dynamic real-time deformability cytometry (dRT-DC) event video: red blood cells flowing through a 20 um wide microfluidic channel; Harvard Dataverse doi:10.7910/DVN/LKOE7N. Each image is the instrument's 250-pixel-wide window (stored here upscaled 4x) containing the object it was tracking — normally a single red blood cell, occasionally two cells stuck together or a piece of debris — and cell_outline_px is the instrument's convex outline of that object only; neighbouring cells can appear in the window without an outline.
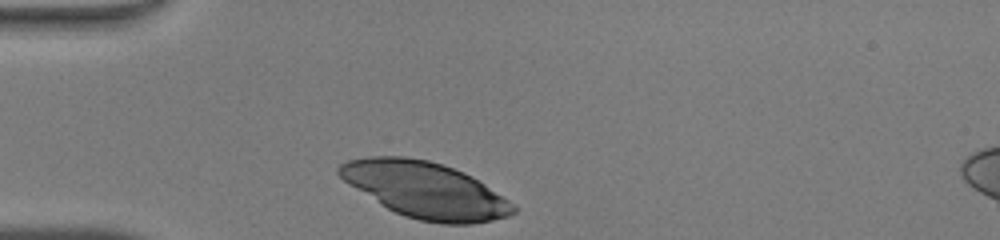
{"species": "human", "species_latin": "Homo sapiens", "temperature_condition": "warm", "stored_images_in_passage": 27, "camera_frame_rate_fps": 3000, "um_per_image_px": 0.085, "donor": {"sex": "male"}, "frame": {"image": 1, "passage_image": 1, "time_ms": 0.0, "image_size_px": [1000, 240], "cell_outline_px": [[516, 212], [508, 216], [492, 220], [472, 224], [444, 224], [420, 220], [404, 216], [380, 204], [344, 180], [336, 172], [336, 168], [340, 164], [348, 160], [368, 156], [404, 156], [428, 160], [444, 164], [464, 172], [472, 176], [508, 200], [516, 208]], "centroid_in_image_um": [36.14, 16.14], "position_along_channel_um": 48.9, "area_um2": 56.47}}